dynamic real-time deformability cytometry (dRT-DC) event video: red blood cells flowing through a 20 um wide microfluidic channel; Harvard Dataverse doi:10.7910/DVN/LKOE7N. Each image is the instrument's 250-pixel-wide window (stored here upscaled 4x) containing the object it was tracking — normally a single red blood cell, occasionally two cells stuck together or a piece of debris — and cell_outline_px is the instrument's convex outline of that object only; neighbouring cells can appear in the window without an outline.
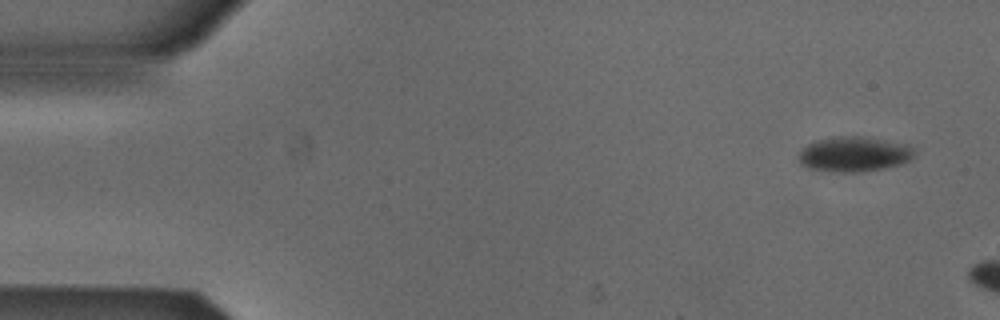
{"species": "Egyptian fruit bat (a non-hibernating species)", "species_latin": "Rousettus aegyptiacus", "temperature_condition": "cold", "stored_images_in_passage": 3, "camera_frame_rate_fps": 3000, "um_per_image_px": 0.085, "animal": {"sex": "male"}, "frame": {"image": 1, "passage_image": 1, "time_ms": 0.0, "image_size_px": [1000, 320], "cell_outline_px": [[916, 156], [904, 164], [884, 168], [860, 172], [832, 172], [808, 168], [800, 164], [800, 152], [808, 144], [820, 140], [840, 136], [860, 136], [904, 144], [912, 148], [916, 152]], "centroid_in_image_um": [72.64, 13.13], "position_along_channel_um": 12.4, "area_um2": 23.47}}